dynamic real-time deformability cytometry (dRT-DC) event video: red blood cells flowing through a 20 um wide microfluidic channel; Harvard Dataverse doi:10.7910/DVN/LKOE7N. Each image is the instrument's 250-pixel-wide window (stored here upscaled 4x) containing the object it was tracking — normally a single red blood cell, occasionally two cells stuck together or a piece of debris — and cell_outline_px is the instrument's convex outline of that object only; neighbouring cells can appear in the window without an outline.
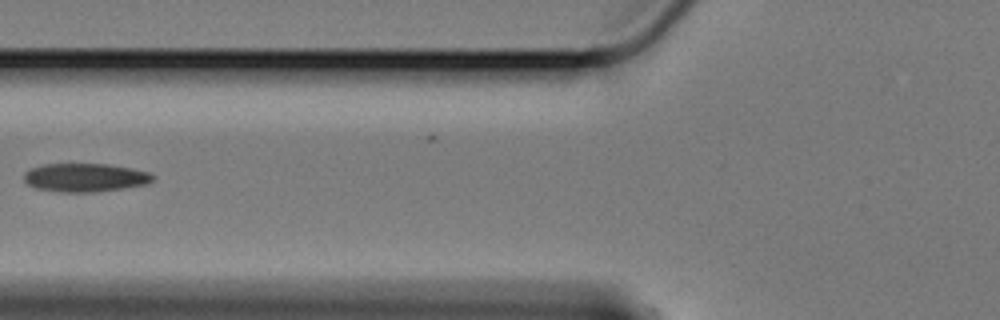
{"species": "Egyptian fruit bat (a non-hibernating species)", "species_latin": "Rousettus aegyptiacus", "temperature_condition": "cold", "stored_images_in_passage": 7, "camera_frame_rate_fps": 3000, "um_per_image_px": 0.085, "animal": {"sex": "female"}, "frame": {"image": 1, "passage_image": 2, "time_ms": 0.333, "image_size_px": [1000, 320], "cell_outline_px": [[156, 176], [148, 184], [124, 188], [92, 192], [60, 192], [36, 188], [28, 184], [24, 180], [24, 172], [32, 168], [44, 164], [108, 164], [132, 168], [148, 172]], "centroid_in_image_um": [7.25, 15.09], "position_along_channel_um": 118.6, "area_um2": 21.39}}